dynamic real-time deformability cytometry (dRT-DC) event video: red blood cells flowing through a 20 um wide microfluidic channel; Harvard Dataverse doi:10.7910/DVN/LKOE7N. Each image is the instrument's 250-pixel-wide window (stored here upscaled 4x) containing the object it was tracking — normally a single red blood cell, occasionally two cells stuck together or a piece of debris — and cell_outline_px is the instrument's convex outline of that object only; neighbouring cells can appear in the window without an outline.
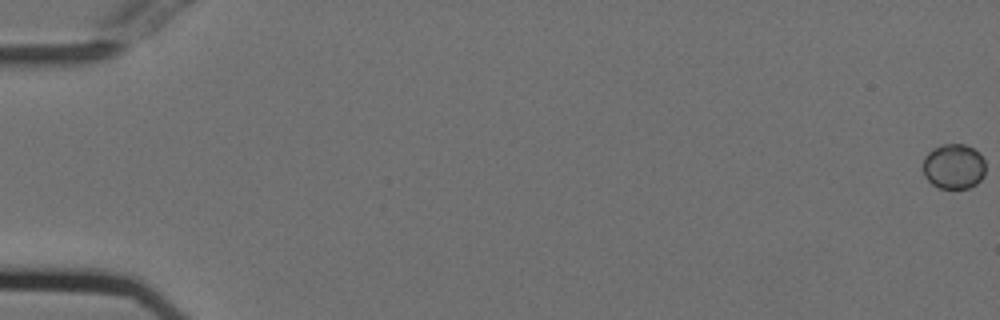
{"species": "Egyptian fruit bat (a non-hibernating species)", "species_latin": "Rousettus aegyptiacus", "temperature_condition": "cold", "stored_images_in_passage": 7, "camera_frame_rate_fps": 3000, "um_per_image_px": 0.085, "animal": {"sex": "female"}, "frame": {"image": 1, "passage_image": 1, "time_ms": 0.0, "image_size_px": [1000, 320], "cell_outline_px": [[984, 176], [976, 184], [968, 188], [940, 188], [932, 184], [924, 176], [924, 156], [932, 148], [940, 144], [964, 144], [980, 152], [984, 160]], "centroid_in_image_um": [81.07, 14.13], "position_along_channel_um": 3.9, "area_um2": 16.53}}